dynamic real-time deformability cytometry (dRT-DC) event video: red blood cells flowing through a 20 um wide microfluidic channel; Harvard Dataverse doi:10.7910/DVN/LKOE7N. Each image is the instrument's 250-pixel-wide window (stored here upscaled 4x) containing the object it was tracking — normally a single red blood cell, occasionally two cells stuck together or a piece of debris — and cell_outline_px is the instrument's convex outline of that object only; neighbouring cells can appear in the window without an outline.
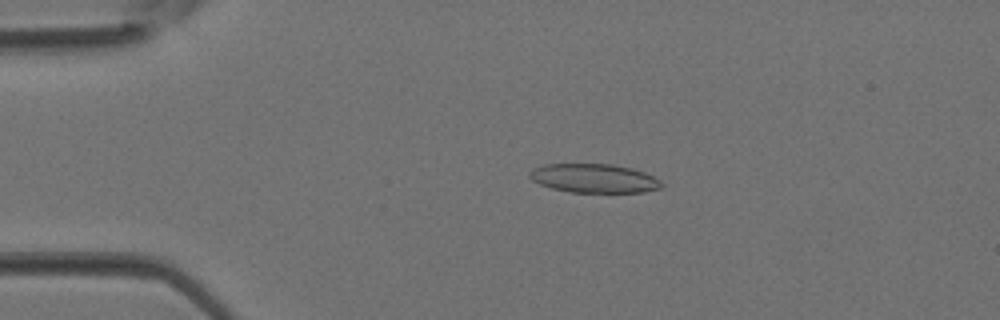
{"species": "Egyptian fruit bat (a non-hibernating species)", "species_latin": "Rousettus aegyptiacus", "temperature_condition": "room temperature", "stored_images_in_passage": 38, "camera_frame_rate_fps": 3000, "um_per_image_px": 0.085, "animal": {"sex": "female"}, "frame": {"image": 1, "passage_image": 8, "time_ms": 2.333, "image_size_px": [1000, 320], "cell_outline_px": [[664, 184], [660, 188], [644, 192], [568, 192], [552, 188], [540, 184], [532, 180], [528, 176], [528, 172], [532, 168], [544, 164], [612, 164], [632, 168], [644, 172], [660, 180]], "centroid_in_image_um": [50.47, 15.15], "position_along_channel_um": 34.5, "area_um2": 22.31}}
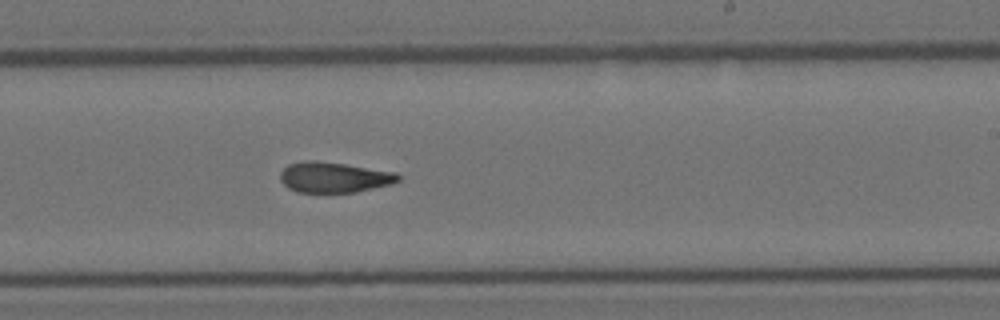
{"frame": {"image": 2, "passage_image": 23, "time_ms": 7.333, "image_size_px": [1000, 320], "cell_outline_px": [[400, 180], [392, 184], [356, 192], [296, 192], [288, 188], [280, 180], [280, 172], [288, 164], [304, 160], [312, 160], [344, 164], [396, 172], [400, 176]], "centroid_in_image_um": [28.38, 15.07], "position_along_channel_um": 260.6, "area_um2": 20.98}}
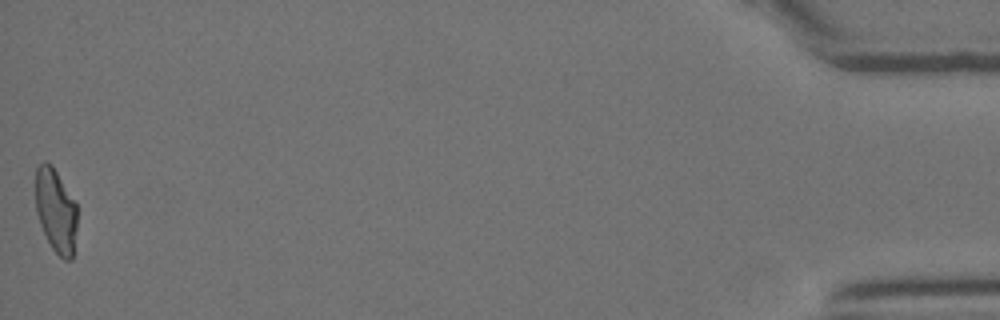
{"frame": {"image": 3, "passage_image": 38, "time_ms": 12.333, "image_size_px": [1000, 320], "cell_outline_px": [[76, 228], [72, 260], [64, 260], [52, 248], [40, 224], [36, 212], [36, 168], [44, 160], [52, 164], [76, 204]], "centroid_in_image_um": [4.73, 17.89], "position_along_channel_um": 430.5, "area_um2": 20.11}}